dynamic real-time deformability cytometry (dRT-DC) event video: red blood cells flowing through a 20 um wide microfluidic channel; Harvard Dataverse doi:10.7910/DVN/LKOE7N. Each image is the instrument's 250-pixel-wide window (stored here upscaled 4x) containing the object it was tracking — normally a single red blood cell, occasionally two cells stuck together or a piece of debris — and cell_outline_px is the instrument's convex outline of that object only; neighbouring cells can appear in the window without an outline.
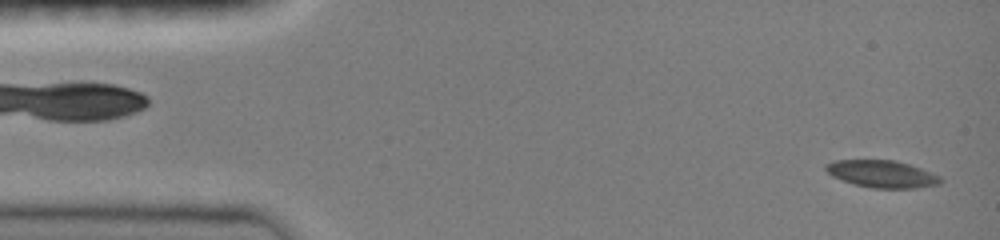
{"species": "common noctule bat (a hibernating species)", "species_latin": "Nyctalus noctula", "temperature_condition": "room temperature", "stored_images_in_passage": 46, "camera_frame_rate_fps": 3000, "um_per_image_px": 0.085, "animal": {"sex": "female", "body_mass_g": 19.0, "forearm_length_mm": 51.5}, "frame": {"image": 1, "passage_image": 1, "time_ms": 0.0, "image_size_px": [1000, 240], "cell_outline_px": [[940, 184], [912, 188], [872, 188], [856, 184], [832, 176], [824, 168], [824, 164], [836, 160], [896, 160], [920, 168], [940, 176]], "centroid_in_image_um": [74.94, 14.77], "position_along_channel_um": 10.1, "area_um2": 17.92}}
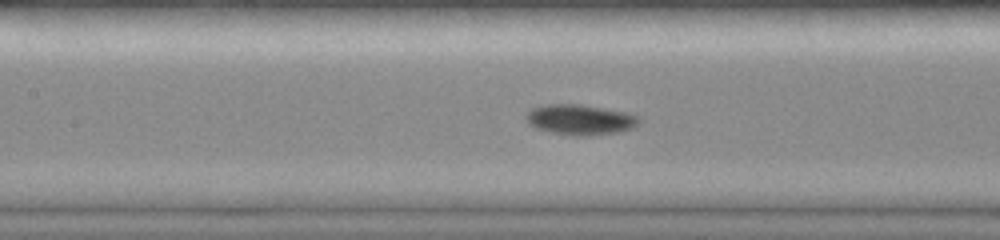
{"frame": {"image": 2, "passage_image": 20, "time_ms": 6.333, "image_size_px": [1000, 240], "cell_outline_px": [[640, 120], [632, 128], [620, 132], [588, 136], [576, 136], [552, 132], [536, 128], [528, 124], [524, 116], [532, 108], [544, 104], [580, 104], [604, 108], [624, 112], [640, 116]], "centroid_in_image_um": [49.29, 10.17], "position_along_channel_um": 158.1, "area_um2": 20.06}}
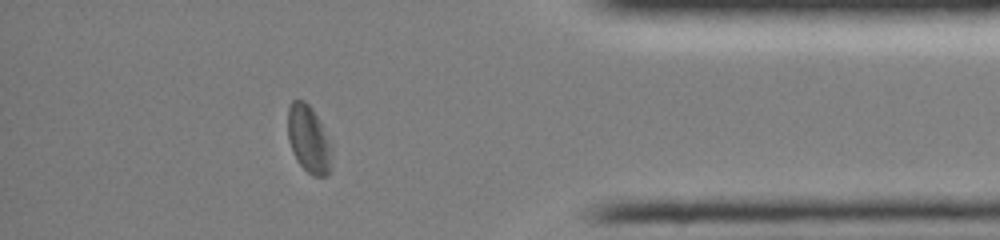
{"frame": {"image": 3, "passage_image": 40, "time_ms": 13.0, "image_size_px": [1000, 240], "cell_outline_px": [[332, 148], [328, 176], [312, 176], [296, 160], [292, 152], [288, 140], [288, 108], [292, 100], [304, 100], [312, 108]], "centroid_in_image_um": [26.2, 11.84], "position_along_channel_um": 409.0, "area_um2": 16.99}, "authors_computed_cell_mechanics": {"area_um2": 18.4093, "velocity_mm_per_s": 4.042, "shape_relaxation_time_tau1_ms": 3.4014, "shape_relaxation_time_tau2_ms": 3.4623, "deformation_change_tau1": 0.1373, "deformation_change_tau2": 0.0493}}